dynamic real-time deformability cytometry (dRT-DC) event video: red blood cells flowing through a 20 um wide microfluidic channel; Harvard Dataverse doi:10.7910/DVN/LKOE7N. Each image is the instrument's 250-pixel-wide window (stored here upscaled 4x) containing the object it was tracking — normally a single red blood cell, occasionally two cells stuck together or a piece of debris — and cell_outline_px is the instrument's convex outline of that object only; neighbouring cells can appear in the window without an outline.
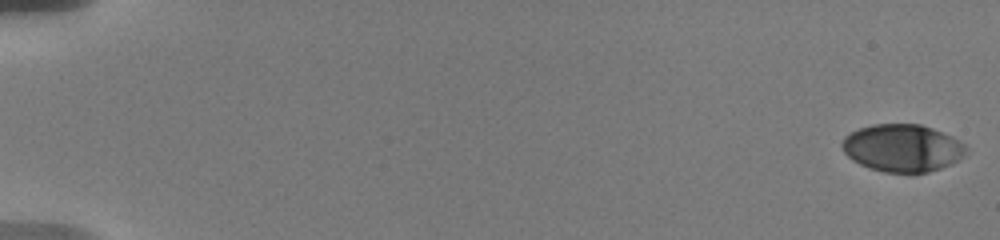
{"species": "human", "species_latin": "Homo sapiens", "temperature_condition": "warm", "stored_images_in_passage": 20, "camera_frame_rate_fps": 3000, "um_per_image_px": 0.085, "donor": {"sex": "male"}, "frame": {"image": 1, "passage_image": 1, "time_ms": 0.0, "image_size_px": [1000, 240], "cell_outline_px": [[968, 148], [964, 156], [952, 164], [928, 172], [908, 176], [884, 172], [868, 168], [852, 160], [844, 152], [840, 144], [844, 136], [860, 128], [872, 124], [920, 124], [932, 128], [952, 136], [964, 144]], "centroid_in_image_um": [76.71, 12.62], "position_along_channel_um": 8.3, "area_um2": 35.03}}
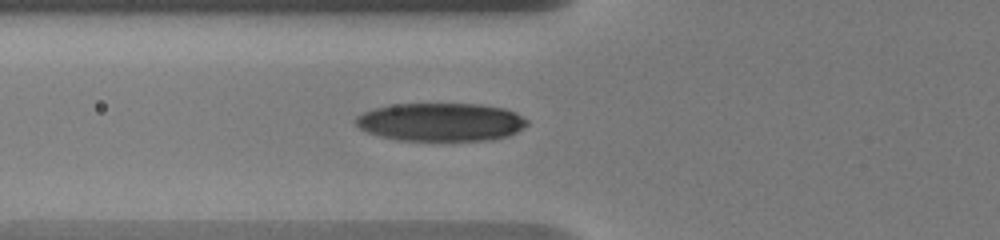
{"frame": {"image": 2, "passage_image": 17, "time_ms": 7.333, "image_size_px": [1000, 240], "cell_outline_px": [[528, 124], [524, 128], [508, 136], [492, 140], [396, 140], [380, 136], [368, 132], [360, 128], [356, 124], [356, 116], [372, 108], [388, 104], [480, 104], [504, 108], [516, 112], [528, 120]], "centroid_in_image_um": [37.48, 10.37], "position_along_channel_um": 88.3, "area_um2": 38.38}}
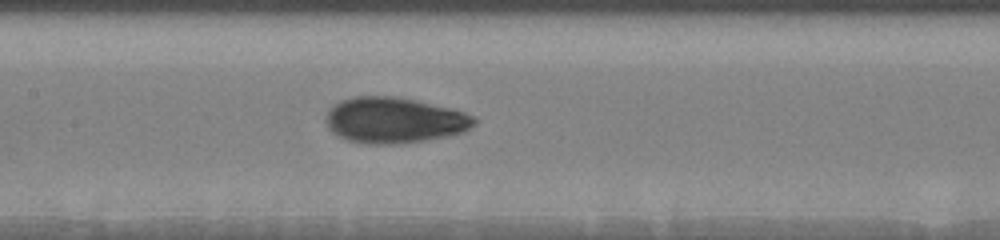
{"frame": {"image": 3, "passage_image": 20, "time_ms": 9.667, "image_size_px": [1000, 240], "cell_outline_px": [[476, 124], [464, 132], [424, 140], [396, 144], [368, 144], [348, 140], [336, 136], [328, 128], [328, 112], [332, 104], [340, 100], [352, 96], [396, 96], [416, 100], [452, 108], [476, 116]], "centroid_in_image_um": [33.52, 10.21], "position_along_channel_um": 173.9, "area_um2": 39.71}}